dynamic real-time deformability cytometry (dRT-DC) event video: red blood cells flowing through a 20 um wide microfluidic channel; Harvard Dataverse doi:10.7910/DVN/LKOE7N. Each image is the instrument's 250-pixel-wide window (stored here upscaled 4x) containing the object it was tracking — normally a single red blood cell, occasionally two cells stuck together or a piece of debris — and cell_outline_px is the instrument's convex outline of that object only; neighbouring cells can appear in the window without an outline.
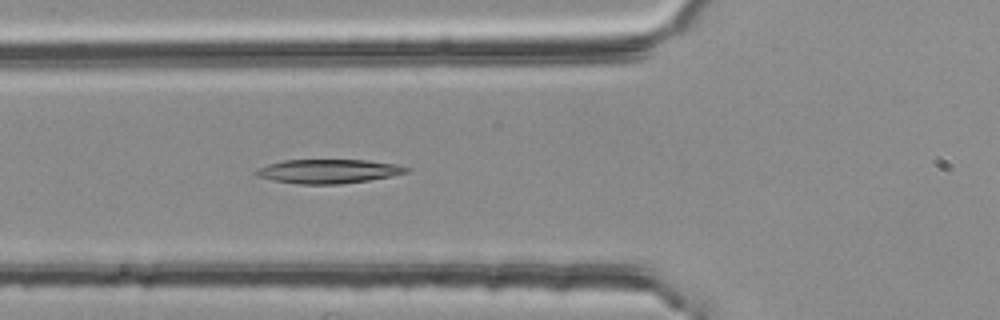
{"species": "common noctule bat (a hibernating species)", "species_latin": "Nyctalus noctula", "temperature_condition": "room temperature", "stored_images_in_passage": 36, "camera_frame_rate_fps": 3000, "um_per_image_px": 0.085, "animal": {"sex": "female", "body_mass_g": 25.1}, "frame": {"image": 1, "passage_image": 8, "time_ms": 2.333, "image_size_px": [1000, 320], "cell_outline_px": [[412, 168], [408, 172], [392, 176], [368, 180], [340, 184], [300, 184], [276, 180], [256, 176], [256, 172], [260, 168], [268, 164], [284, 160], [368, 160], [396, 164]], "centroid_in_image_um": [27.98, 14.55], "position_along_channel_um": 97.8, "area_um2": 20.87}}
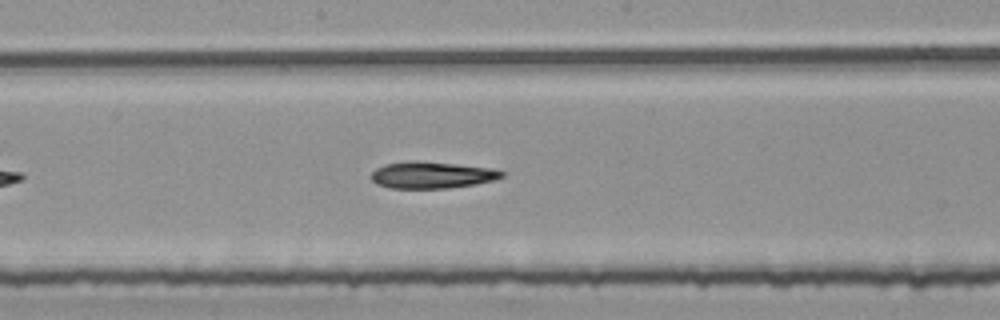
{"frame": {"image": 2, "passage_image": 17, "time_ms": 5.333, "image_size_px": [1000, 320], "cell_outline_px": [[504, 176], [492, 180], [476, 184], [448, 188], [388, 188], [376, 184], [368, 176], [376, 168], [384, 164], [412, 160], [416, 160], [492, 168], [504, 172]], "centroid_in_image_um": [36.64, 14.87], "position_along_channel_um": 211.6, "area_um2": 20.4}}
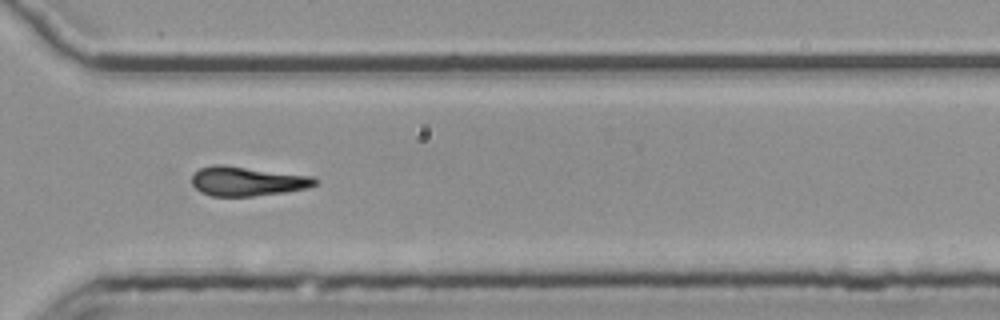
{"frame": {"image": 3, "passage_image": 28, "time_ms": 9.0, "image_size_px": [1000, 320], "cell_outline_px": [[320, 184], [308, 188], [284, 192], [252, 196], [212, 196], [200, 192], [192, 184], [192, 176], [200, 168], [212, 164], [220, 164], [312, 176], [320, 180]], "centroid_in_image_um": [21.05, 15.4], "position_along_channel_um": 349.6, "area_um2": 21.15}, "authors_computed_cell_mechanics": {"area_um2": 20.8658, "velocity_mm_per_s": 3.7763, "shape_relaxation_time_tau1_ms": 6.4138, "shape_relaxation_time_tau2_ms": null, "deformation_change_tau1": 0.1469, "deformation_change_tau2": null}}